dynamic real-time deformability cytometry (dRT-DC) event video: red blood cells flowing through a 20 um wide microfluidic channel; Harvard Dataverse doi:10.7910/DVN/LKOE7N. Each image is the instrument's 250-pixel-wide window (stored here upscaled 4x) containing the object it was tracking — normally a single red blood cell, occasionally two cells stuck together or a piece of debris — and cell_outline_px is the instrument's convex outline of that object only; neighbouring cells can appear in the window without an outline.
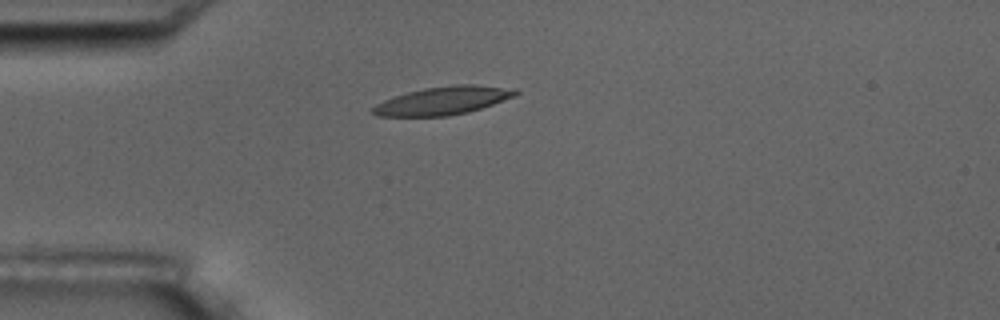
{"species": "common noctule bat (a hibernating species)", "species_latin": "Nyctalus noctula", "temperature_condition": "room temperature", "stored_images_in_passage": 4, "camera_frame_rate_fps": 3000, "um_per_image_px": 0.085, "animal": {"sex": "male", "body_mass_g": 17.5, "forearm_length_mm": 52.3}, "frame": {"image": 1, "passage_image": 1, "time_ms": 0.0, "image_size_px": [1000, 320], "cell_outline_px": [[520, 92], [516, 96], [468, 112], [448, 116], [376, 116], [368, 112], [376, 104], [384, 100], [408, 92], [424, 88], [456, 84], [476, 84], [516, 88]], "centroid_in_image_um": [37.67, 8.54], "position_along_channel_um": 47.3, "area_um2": 23.52}}